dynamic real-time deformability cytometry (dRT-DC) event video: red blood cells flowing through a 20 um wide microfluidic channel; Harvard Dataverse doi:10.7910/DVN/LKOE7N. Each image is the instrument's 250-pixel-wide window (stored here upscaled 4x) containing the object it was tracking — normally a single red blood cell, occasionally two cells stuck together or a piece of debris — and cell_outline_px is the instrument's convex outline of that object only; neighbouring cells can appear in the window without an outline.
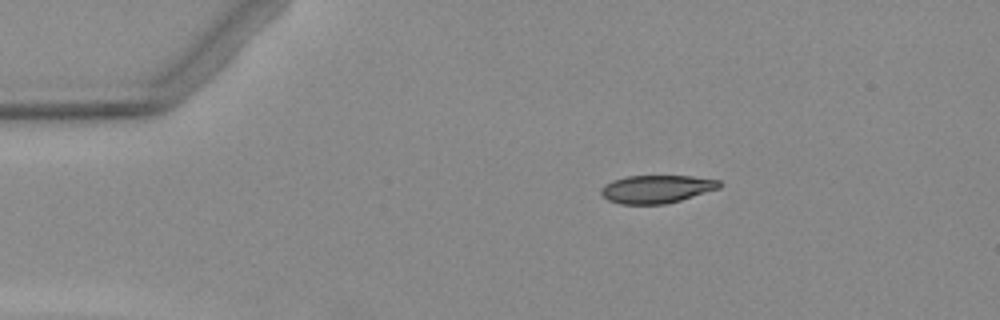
{"species": "Egyptian fruit bat (a non-hibernating species)", "species_latin": "Rousettus aegyptiacus", "temperature_condition": "warm", "stored_images_in_passage": 6, "camera_frame_rate_fps": 3000, "um_per_image_px": 0.085, "animal": {"sex": "female"}, "frame": {"image": 1, "passage_image": 2, "time_ms": 2.333, "image_size_px": [1000, 320], "cell_outline_px": [[724, 184], [720, 188], [680, 200], [664, 204], [620, 204], [608, 200], [600, 192], [600, 188], [604, 184], [612, 180], [628, 176], [692, 176], [720, 180]], "centroid_in_image_um": [55.82, 16.06], "position_along_channel_um": 29.2, "area_um2": 19.36}}
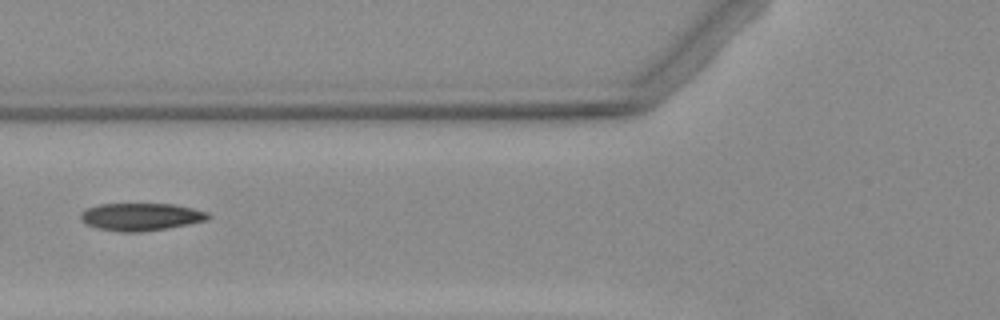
{"frame": {"image": 2, "passage_image": 5, "time_ms": 6.0, "image_size_px": [1000, 320], "cell_outline_px": [[212, 216], [208, 220], [168, 228], [140, 232], [120, 232], [96, 228], [80, 220], [80, 212], [88, 208], [100, 204], [172, 204], [192, 208], [208, 212]], "centroid_in_image_um": [11.98, 18.43], "position_along_channel_um": 113.8, "area_um2": 20.52}}
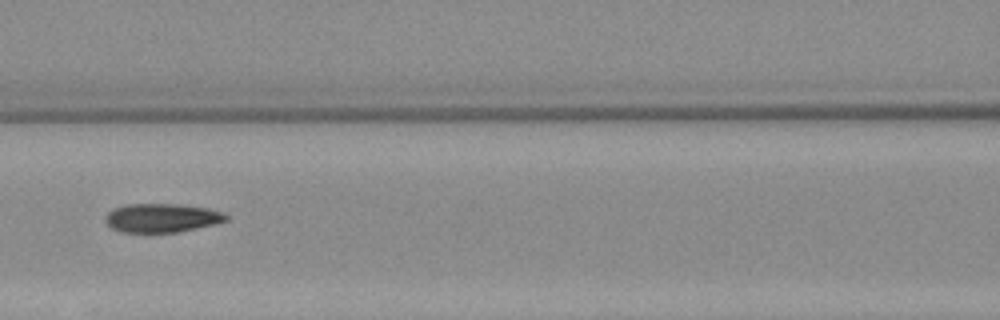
{"frame": {"image": 3, "passage_image": 6, "time_ms": 7.0, "image_size_px": [1000, 320], "cell_outline_px": [[228, 220], [216, 224], [176, 232], [124, 232], [112, 228], [104, 220], [104, 216], [108, 212], [116, 208], [128, 204], [176, 204], [208, 208], [220, 212], [228, 216]], "centroid_in_image_um": [13.75, 18.52], "position_along_channel_um": 152.8, "area_um2": 20.06}}